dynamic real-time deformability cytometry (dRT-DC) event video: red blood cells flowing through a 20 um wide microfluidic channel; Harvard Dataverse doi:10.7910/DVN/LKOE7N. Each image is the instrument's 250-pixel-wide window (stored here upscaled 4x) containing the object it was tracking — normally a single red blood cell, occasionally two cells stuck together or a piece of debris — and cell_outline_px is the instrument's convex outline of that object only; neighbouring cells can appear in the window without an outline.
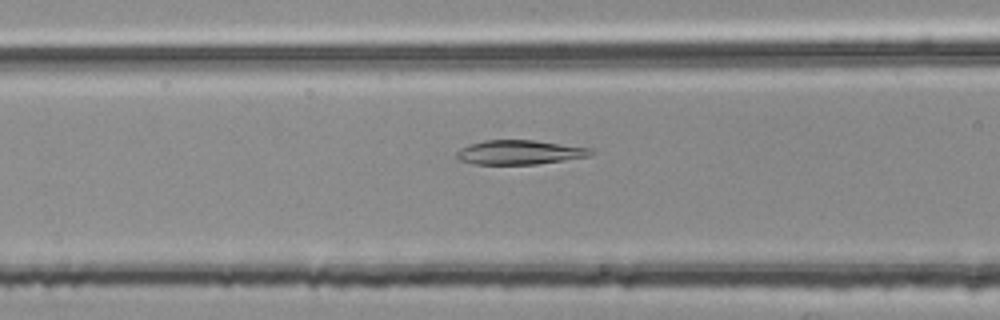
{"species": "common noctule bat (a hibernating species)", "species_latin": "Nyctalus noctula", "temperature_condition": "room temperature", "stored_images_in_passage": 33, "camera_frame_rate_fps": 3000, "um_per_image_px": 0.085, "animal": {"sex": "female", "body_mass_g": 25.1}, "frame": {"image": 1, "passage_image": 6, "time_ms": 1.667, "image_size_px": [1000, 320], "cell_outline_px": [[596, 152], [588, 156], [536, 164], [472, 164], [460, 160], [456, 156], [456, 152], [460, 148], [484, 140], [532, 140], [592, 148]], "centroid_in_image_um": [44.16, 12.94], "position_along_channel_um": 122.4, "area_um2": 18.84}}
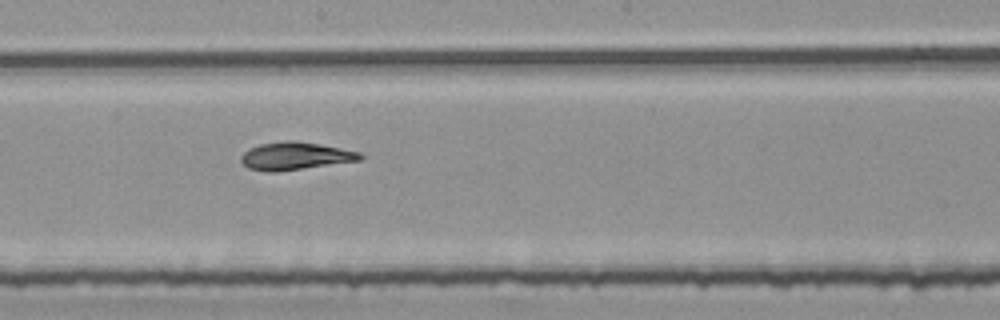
{"frame": {"image": 2, "passage_image": 14, "time_ms": 4.333, "image_size_px": [1000, 320], "cell_outline_px": [[364, 156], [360, 160], [276, 172], [268, 172], [248, 168], [240, 160], [240, 156], [248, 148], [260, 144], [284, 140], [296, 140], [320, 144], [360, 152]], "centroid_in_image_um": [25.06, 13.25], "position_along_channel_um": 223.1, "area_um2": 19.25}}
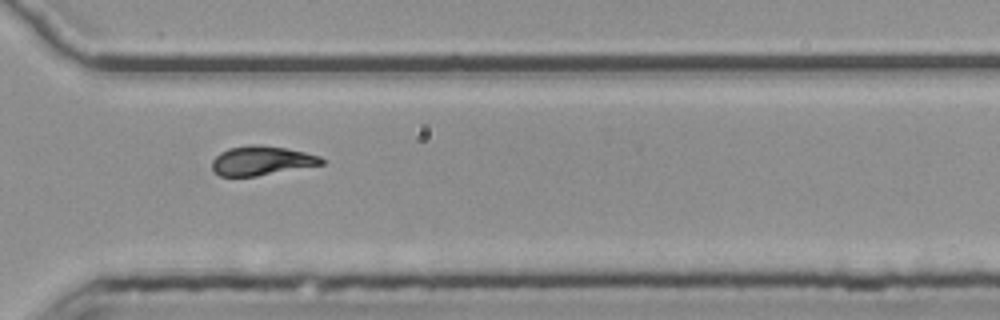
{"frame": {"image": 3, "passage_image": 24, "time_ms": 7.667, "image_size_px": [1000, 320], "cell_outline_px": [[324, 164], [256, 176], [220, 176], [212, 172], [212, 160], [220, 152], [228, 148], [248, 144], [260, 144], [288, 148], [320, 156], [324, 160]], "centroid_in_image_um": [22.2, 13.64], "position_along_channel_um": 348.4, "area_um2": 18.84}, "authors_computed_cell_mechanics": {"area_um2": 18.785, "velocity_mm_per_s": 3.7656, "shape_relaxation_time_tau1_ms": null, "shape_relaxation_time_tau2_ms": 4.1983, "deformation_change_tau1": null, "deformation_change_tau2": 0.0806}}